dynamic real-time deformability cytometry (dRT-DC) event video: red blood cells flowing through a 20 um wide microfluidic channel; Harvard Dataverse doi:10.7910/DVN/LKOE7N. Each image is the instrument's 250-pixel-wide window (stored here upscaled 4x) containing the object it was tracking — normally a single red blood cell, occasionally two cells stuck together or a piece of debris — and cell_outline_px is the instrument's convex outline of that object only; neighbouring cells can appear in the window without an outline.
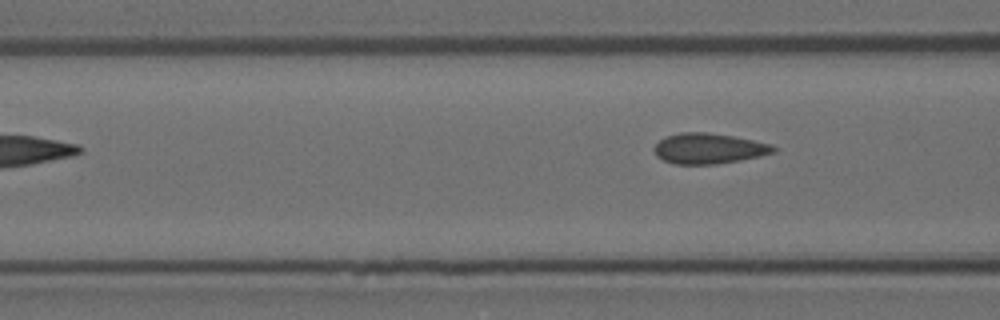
{"species": "Egyptian fruit bat (a non-hibernating species)", "species_latin": "Rousettus aegyptiacus", "temperature_condition": "room temperature", "stored_images_in_passage": 5, "camera_frame_rate_fps": 3000, "um_per_image_px": 0.085, "animal": {"sex": "female"}, "frame": {"image": 1, "passage_image": 5, "time_ms": 1.333, "image_size_px": [1000, 320], "cell_outline_px": [[776, 152], [760, 156], [740, 160], [716, 164], [676, 164], [664, 160], [656, 156], [652, 148], [664, 136], [680, 132], [708, 132], [732, 136], [772, 144], [776, 148]], "centroid_in_image_um": [60.22, 12.62], "position_along_channel_um": 106.4, "area_um2": 21.27}}